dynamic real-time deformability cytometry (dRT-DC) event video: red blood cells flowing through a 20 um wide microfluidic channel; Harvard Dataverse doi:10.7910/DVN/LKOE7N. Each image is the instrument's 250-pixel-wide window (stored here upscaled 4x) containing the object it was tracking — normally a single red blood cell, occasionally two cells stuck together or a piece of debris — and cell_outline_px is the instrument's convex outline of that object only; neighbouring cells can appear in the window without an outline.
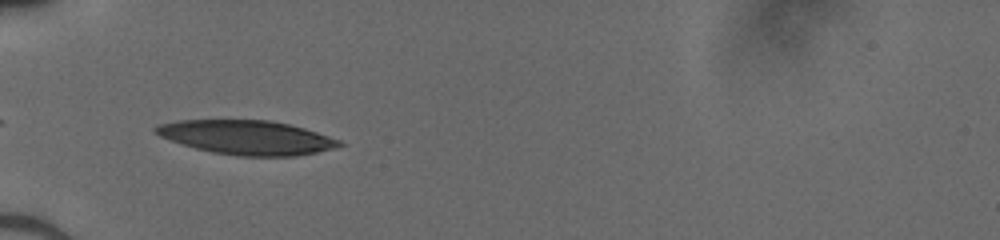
{"species": "human", "species_latin": "Homo sapiens", "temperature_condition": "cold", "stored_images_in_passage": 33, "camera_frame_rate_fps": 3000, "um_per_image_px": 0.085, "donor": {"sex": "male"}, "frame": {"image": 1, "passage_image": 1, "time_ms": 0.0, "image_size_px": [1000, 240], "cell_outline_px": [[344, 144], [336, 148], [296, 156], [240, 156], [212, 152], [196, 148], [160, 136], [152, 128], [156, 124], [176, 120], [268, 120], [288, 124], [304, 128], [340, 140]], "centroid_in_image_um": [20.97, 11.68], "position_along_channel_um": 64.0, "area_um2": 36.36}}
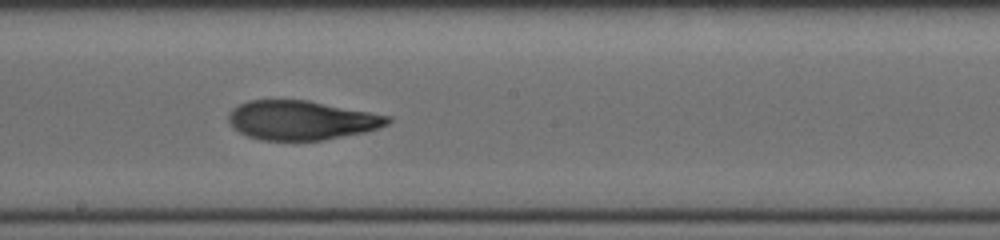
{"frame": {"image": 2, "passage_image": 13, "time_ms": 4.0, "image_size_px": [1000, 240], "cell_outline_px": [[392, 120], [388, 124], [364, 132], [324, 140], [260, 140], [248, 136], [232, 128], [228, 120], [228, 116], [232, 108], [248, 100], [308, 100], [392, 116]], "centroid_in_image_um": [25.61, 10.21], "position_along_channel_um": 222.6, "area_um2": 36.41}}
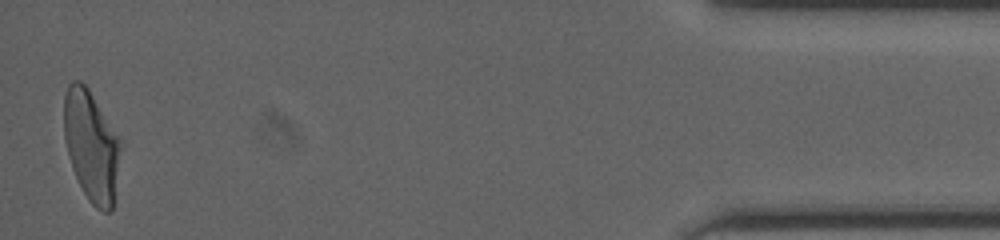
{"frame": {"image": 3, "passage_image": 33, "time_ms": 10.667, "image_size_px": [1000, 240], "cell_outline_px": [[120, 140], [112, 212], [104, 212], [96, 208], [88, 200], [72, 168], [68, 156], [64, 136], [64, 96], [68, 84], [72, 80], [80, 80], [88, 88], [120, 136]], "centroid_in_image_um": [7.74, 12.35], "position_along_channel_um": 427.5, "area_um2": 36.18}}